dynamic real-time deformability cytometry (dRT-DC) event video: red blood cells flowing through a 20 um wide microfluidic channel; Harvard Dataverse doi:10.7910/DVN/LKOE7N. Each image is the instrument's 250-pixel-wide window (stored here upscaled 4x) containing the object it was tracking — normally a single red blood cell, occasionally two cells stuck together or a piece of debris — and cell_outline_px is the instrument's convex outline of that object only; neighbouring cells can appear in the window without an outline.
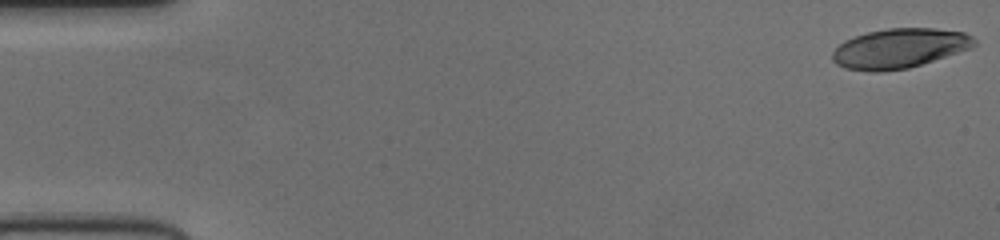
{"species": "human", "species_latin": "Homo sapiens", "temperature_condition": "cold", "stored_images_in_passage": 53, "camera_frame_rate_fps": 3000, "um_per_image_px": 0.085, "donor": {"sex": "female"}, "frame": {"image": 1, "passage_image": 1, "time_ms": 0.0, "image_size_px": [1000, 240], "cell_outline_px": [[976, 44], [972, 48], [908, 68], [880, 72], [872, 72], [844, 68], [836, 64], [832, 60], [832, 52], [844, 40], [868, 32], [888, 28], [936, 28], [964, 32], [972, 36], [976, 40]], "centroid_in_image_um": [76.45, 4.11], "position_along_channel_um": 8.6, "area_um2": 32.83}}
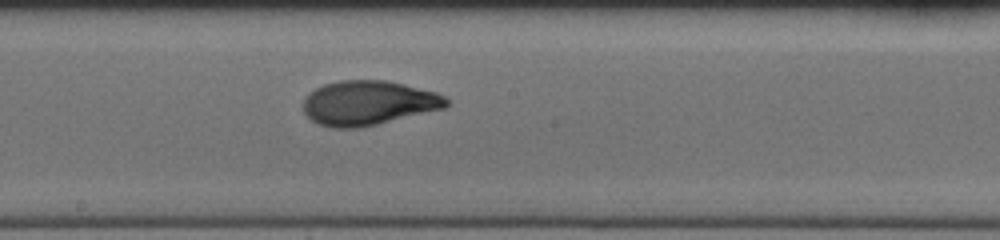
{"frame": {"image": 2, "passage_image": 29, "time_ms": 9.333, "image_size_px": [1000, 240], "cell_outline_px": [[448, 104], [444, 108], [360, 128], [332, 128], [316, 124], [304, 112], [304, 96], [308, 92], [324, 84], [340, 80], [388, 80], [436, 92], [444, 96], [448, 100]], "centroid_in_image_um": [31.27, 8.75], "position_along_channel_um": 216.9, "area_um2": 37.17}}
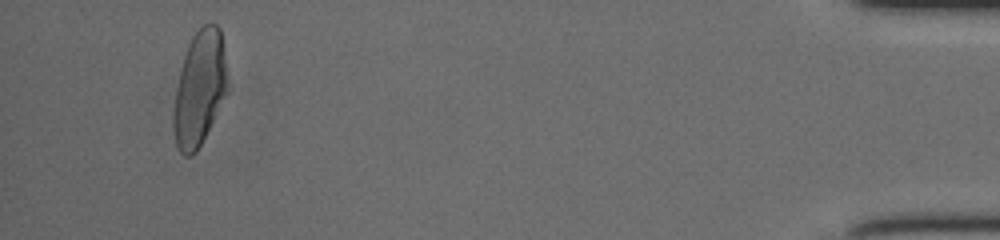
{"frame": {"image": 3, "passage_image": 50, "time_ms": 16.333, "image_size_px": [1000, 240], "cell_outline_px": [[228, 92], [196, 152], [192, 156], [184, 156], [180, 152], [176, 144], [172, 128], [172, 116], [176, 88], [184, 56], [188, 44], [192, 36], [204, 24], [216, 24], [220, 28], [224, 56]], "centroid_in_image_um": [16.94, 7.55], "position_along_channel_um": 418.3, "area_um2": 35.84}}